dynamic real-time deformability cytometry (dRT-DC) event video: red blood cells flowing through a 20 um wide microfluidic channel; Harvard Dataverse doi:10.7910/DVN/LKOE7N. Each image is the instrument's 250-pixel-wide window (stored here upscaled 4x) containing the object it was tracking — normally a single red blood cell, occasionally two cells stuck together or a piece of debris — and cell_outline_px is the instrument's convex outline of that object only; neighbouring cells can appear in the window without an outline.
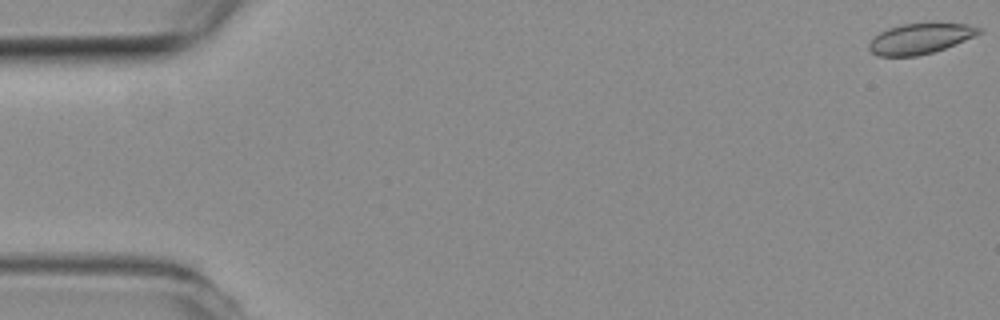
{"species": "common noctule bat (a hibernating species)", "species_latin": "Nyctalus noctula", "temperature_condition": "room temperature", "stored_images_in_passage": 55, "camera_frame_rate_fps": 3000, "um_per_image_px": 0.085, "animal": {"sex": "female", "body_mass_g": 19.3, "forearm_length_mm": 54.1}, "frame": {"image": 1, "passage_image": 1, "time_ms": 0.0, "image_size_px": [1000, 320], "cell_outline_px": [[984, 28], [980, 32], [964, 40], [944, 48], [932, 52], [916, 56], [880, 56], [872, 52], [868, 48], [868, 44], [880, 32], [888, 28], [900, 24], [936, 20], [968, 24]], "centroid_in_image_um": [78.24, 3.22], "position_along_channel_um": 6.8, "area_um2": 20.0}}
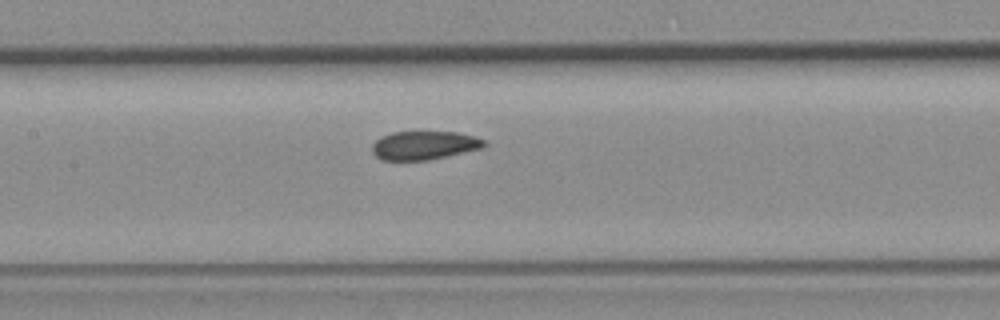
{"frame": {"image": 2, "passage_image": 26, "time_ms": 8.333, "image_size_px": [1000, 320], "cell_outline_px": [[488, 144], [484, 148], [428, 160], [380, 160], [372, 152], [372, 144], [380, 136], [392, 132], [456, 132], [476, 136], [484, 140]], "centroid_in_image_um": [36.07, 12.35], "position_along_channel_um": 171.3, "area_um2": 18.84}}
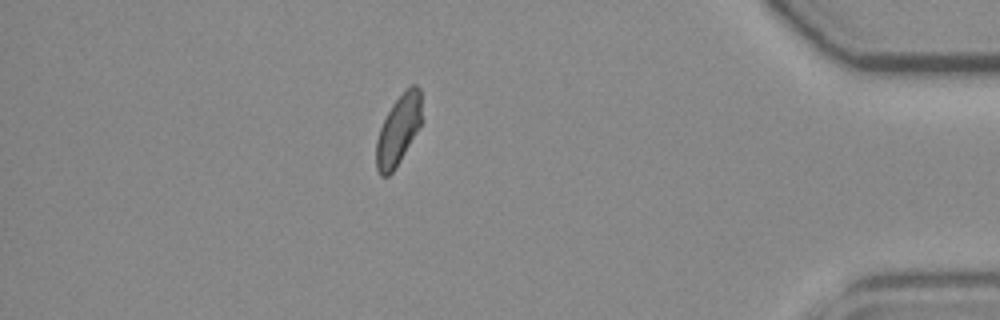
{"frame": {"image": 3, "passage_image": 48, "time_ms": 15.667, "image_size_px": [1000, 320], "cell_outline_px": [[420, 124], [396, 168], [388, 176], [380, 176], [376, 168], [376, 140], [380, 128], [392, 104], [412, 84], [416, 84], [420, 88]], "centroid_in_image_um": [33.82, 11.09], "position_along_channel_um": 401.4, "area_um2": 17.98}, "authors_computed_cell_mechanics": {"area_um2": 19.5942, "velocity_mm_per_s": 3.759, "shape_relaxation_time_tau1_ms": 10.2, "shape_relaxation_time_tau2_ms": 1.8463, "deformation_change_tau1": 0.1365, "deformation_change_tau2": 0.0571}}